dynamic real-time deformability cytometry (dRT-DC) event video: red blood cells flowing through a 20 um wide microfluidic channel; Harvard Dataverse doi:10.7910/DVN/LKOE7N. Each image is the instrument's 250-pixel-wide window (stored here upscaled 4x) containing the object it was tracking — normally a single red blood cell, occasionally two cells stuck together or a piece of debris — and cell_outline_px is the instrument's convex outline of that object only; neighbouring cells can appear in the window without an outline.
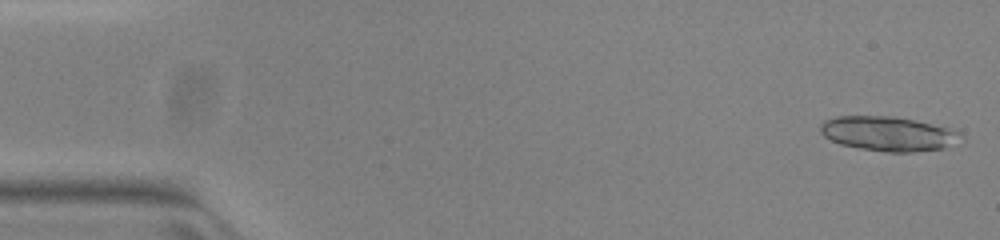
{"species": "common noctule bat (a hibernating species)", "species_latin": "Nyctalus noctula", "temperature_condition": "warm", "stored_images_in_passage": 26, "segment_of_instrument_passage": [1, 2], "camera_frame_rate_fps": 3000, "um_per_image_px": 0.085, "animal": {"sex": "female", "body_mass_g": 23.0, "forearm_length_mm": 53.4}, "frame": {"image": 1, "passage_image": 1, "time_ms": 0.0, "image_size_px": [1000, 240], "cell_outline_px": [[964, 136], [944, 148], [912, 152], [888, 152], [860, 148], [840, 144], [824, 136], [820, 132], [820, 124], [824, 120], [836, 116], [892, 116], [952, 128], [960, 132]], "centroid_in_image_um": [75.48, 11.36], "position_along_channel_um": 9.5, "area_um2": 28.09}}
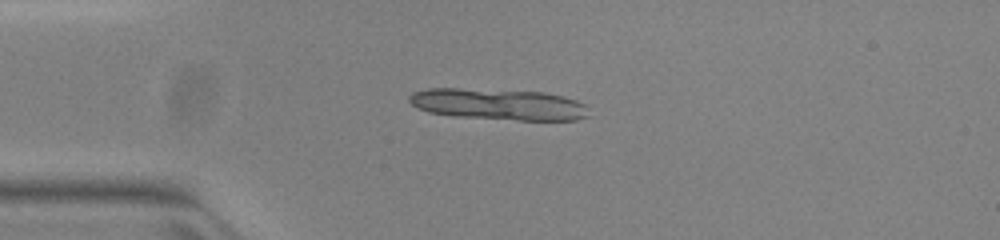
{"frame": {"image": 2, "passage_image": 12, "time_ms": 3.667, "image_size_px": [1000, 240], "cell_outline_px": [[588, 116], [576, 120], [520, 120], [456, 116], [428, 112], [412, 104], [408, 100], [408, 96], [412, 92], [428, 88], [460, 88], [544, 92], [564, 96], [576, 100], [584, 104]], "centroid_in_image_um": [42.35, 8.85], "position_along_channel_um": 42.7, "area_um2": 32.6}}